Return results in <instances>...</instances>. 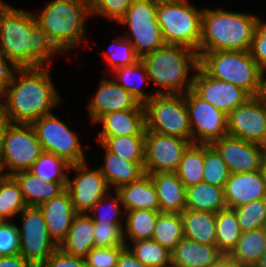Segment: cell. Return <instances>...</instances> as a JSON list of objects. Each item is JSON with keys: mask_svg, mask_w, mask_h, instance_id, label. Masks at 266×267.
<instances>
[{"mask_svg": "<svg viewBox=\"0 0 266 267\" xmlns=\"http://www.w3.org/2000/svg\"><path fill=\"white\" fill-rule=\"evenodd\" d=\"M0 51L18 68L50 67L55 54H62L36 22L33 12L16 9L3 0Z\"/></svg>", "mask_w": 266, "mask_h": 267, "instance_id": "6da1fadb", "label": "cell"}, {"mask_svg": "<svg viewBox=\"0 0 266 267\" xmlns=\"http://www.w3.org/2000/svg\"><path fill=\"white\" fill-rule=\"evenodd\" d=\"M50 67L17 68L0 97V105L12 124H32L51 114L62 101L52 83ZM17 76V77H16Z\"/></svg>", "mask_w": 266, "mask_h": 267, "instance_id": "7a4b0ae2", "label": "cell"}, {"mask_svg": "<svg viewBox=\"0 0 266 267\" xmlns=\"http://www.w3.org/2000/svg\"><path fill=\"white\" fill-rule=\"evenodd\" d=\"M259 16L205 7L198 52L249 51Z\"/></svg>", "mask_w": 266, "mask_h": 267, "instance_id": "3957f363", "label": "cell"}, {"mask_svg": "<svg viewBox=\"0 0 266 267\" xmlns=\"http://www.w3.org/2000/svg\"><path fill=\"white\" fill-rule=\"evenodd\" d=\"M146 66L149 81L163 88L156 95L185 94L193 87L195 73L189 76L191 69L197 71L199 54L183 46L165 44L142 59Z\"/></svg>", "mask_w": 266, "mask_h": 267, "instance_id": "277c9868", "label": "cell"}, {"mask_svg": "<svg viewBox=\"0 0 266 267\" xmlns=\"http://www.w3.org/2000/svg\"><path fill=\"white\" fill-rule=\"evenodd\" d=\"M34 15L54 46L66 53L86 37L85 20L91 17V11L89 0H51Z\"/></svg>", "mask_w": 266, "mask_h": 267, "instance_id": "5b68a950", "label": "cell"}, {"mask_svg": "<svg viewBox=\"0 0 266 267\" xmlns=\"http://www.w3.org/2000/svg\"><path fill=\"white\" fill-rule=\"evenodd\" d=\"M199 66L211 77L233 83L258 96L263 70L251 58L249 51L198 52Z\"/></svg>", "mask_w": 266, "mask_h": 267, "instance_id": "8992f818", "label": "cell"}, {"mask_svg": "<svg viewBox=\"0 0 266 267\" xmlns=\"http://www.w3.org/2000/svg\"><path fill=\"white\" fill-rule=\"evenodd\" d=\"M203 9L189 4L187 0L177 4L157 6L156 17L164 42L183 45L198 52Z\"/></svg>", "mask_w": 266, "mask_h": 267, "instance_id": "52a82bcc", "label": "cell"}, {"mask_svg": "<svg viewBox=\"0 0 266 267\" xmlns=\"http://www.w3.org/2000/svg\"><path fill=\"white\" fill-rule=\"evenodd\" d=\"M146 130L186 139L192 143L184 94L155 95L144 104Z\"/></svg>", "mask_w": 266, "mask_h": 267, "instance_id": "ba28073f", "label": "cell"}, {"mask_svg": "<svg viewBox=\"0 0 266 267\" xmlns=\"http://www.w3.org/2000/svg\"><path fill=\"white\" fill-rule=\"evenodd\" d=\"M42 152L41 144L31 124L11 123L2 140L0 174L13 176L17 172L30 170Z\"/></svg>", "mask_w": 266, "mask_h": 267, "instance_id": "9c48e42d", "label": "cell"}, {"mask_svg": "<svg viewBox=\"0 0 266 267\" xmlns=\"http://www.w3.org/2000/svg\"><path fill=\"white\" fill-rule=\"evenodd\" d=\"M156 9L151 0H133L118 22L128 26L130 34L123 37L129 40L140 59L166 44L157 22Z\"/></svg>", "mask_w": 266, "mask_h": 267, "instance_id": "30bf717a", "label": "cell"}, {"mask_svg": "<svg viewBox=\"0 0 266 267\" xmlns=\"http://www.w3.org/2000/svg\"><path fill=\"white\" fill-rule=\"evenodd\" d=\"M31 125L44 152L53 153L70 165L87 160L78 134L53 113L36 119Z\"/></svg>", "mask_w": 266, "mask_h": 267, "instance_id": "8fae6325", "label": "cell"}, {"mask_svg": "<svg viewBox=\"0 0 266 267\" xmlns=\"http://www.w3.org/2000/svg\"><path fill=\"white\" fill-rule=\"evenodd\" d=\"M20 254L33 266L39 267L58 248L50 238L41 209L27 206L20 214Z\"/></svg>", "mask_w": 266, "mask_h": 267, "instance_id": "7c38bea8", "label": "cell"}, {"mask_svg": "<svg viewBox=\"0 0 266 267\" xmlns=\"http://www.w3.org/2000/svg\"><path fill=\"white\" fill-rule=\"evenodd\" d=\"M192 143L213 144L228 135L227 114L199 97L192 89L184 94Z\"/></svg>", "mask_w": 266, "mask_h": 267, "instance_id": "4fadbf2b", "label": "cell"}, {"mask_svg": "<svg viewBox=\"0 0 266 267\" xmlns=\"http://www.w3.org/2000/svg\"><path fill=\"white\" fill-rule=\"evenodd\" d=\"M190 144L186 139L146 130L145 173L176 172L183 153Z\"/></svg>", "mask_w": 266, "mask_h": 267, "instance_id": "5bb4252c", "label": "cell"}, {"mask_svg": "<svg viewBox=\"0 0 266 267\" xmlns=\"http://www.w3.org/2000/svg\"><path fill=\"white\" fill-rule=\"evenodd\" d=\"M88 162L73 164V180L68 175L66 190L69 192L76 213L88 214L91 208L111 190L100 169H90Z\"/></svg>", "mask_w": 266, "mask_h": 267, "instance_id": "9a60e30c", "label": "cell"}, {"mask_svg": "<svg viewBox=\"0 0 266 267\" xmlns=\"http://www.w3.org/2000/svg\"><path fill=\"white\" fill-rule=\"evenodd\" d=\"M192 90L227 115L252 97L233 83L209 76L200 66L195 73Z\"/></svg>", "mask_w": 266, "mask_h": 267, "instance_id": "2e32d148", "label": "cell"}, {"mask_svg": "<svg viewBox=\"0 0 266 267\" xmlns=\"http://www.w3.org/2000/svg\"><path fill=\"white\" fill-rule=\"evenodd\" d=\"M228 135L259 144L266 133V105L250 97L227 115Z\"/></svg>", "mask_w": 266, "mask_h": 267, "instance_id": "e0dca14e", "label": "cell"}, {"mask_svg": "<svg viewBox=\"0 0 266 267\" xmlns=\"http://www.w3.org/2000/svg\"><path fill=\"white\" fill-rule=\"evenodd\" d=\"M212 145L221 154L230 174L258 171L264 167L258 144L226 135Z\"/></svg>", "mask_w": 266, "mask_h": 267, "instance_id": "ac0fdd59", "label": "cell"}, {"mask_svg": "<svg viewBox=\"0 0 266 267\" xmlns=\"http://www.w3.org/2000/svg\"><path fill=\"white\" fill-rule=\"evenodd\" d=\"M228 209H236L254 200L266 198V172L232 173L224 187Z\"/></svg>", "mask_w": 266, "mask_h": 267, "instance_id": "d6986e66", "label": "cell"}, {"mask_svg": "<svg viewBox=\"0 0 266 267\" xmlns=\"http://www.w3.org/2000/svg\"><path fill=\"white\" fill-rule=\"evenodd\" d=\"M87 105L91 121L94 123L100 116L110 112L133 110L140 103L129 92L121 87L113 78L101 79L96 94Z\"/></svg>", "mask_w": 266, "mask_h": 267, "instance_id": "ffe728a7", "label": "cell"}, {"mask_svg": "<svg viewBox=\"0 0 266 267\" xmlns=\"http://www.w3.org/2000/svg\"><path fill=\"white\" fill-rule=\"evenodd\" d=\"M44 216L50 238L57 246L65 239L77 214L69 192L65 189L57 197L38 206Z\"/></svg>", "mask_w": 266, "mask_h": 267, "instance_id": "44dd1931", "label": "cell"}, {"mask_svg": "<svg viewBox=\"0 0 266 267\" xmlns=\"http://www.w3.org/2000/svg\"><path fill=\"white\" fill-rule=\"evenodd\" d=\"M94 123H102L99 136L146 135L144 104L136 109L110 112L100 116Z\"/></svg>", "mask_w": 266, "mask_h": 267, "instance_id": "7402d4cb", "label": "cell"}, {"mask_svg": "<svg viewBox=\"0 0 266 267\" xmlns=\"http://www.w3.org/2000/svg\"><path fill=\"white\" fill-rule=\"evenodd\" d=\"M155 184L160 212L182 213L186 207V188L175 172L149 174Z\"/></svg>", "mask_w": 266, "mask_h": 267, "instance_id": "603a6c76", "label": "cell"}, {"mask_svg": "<svg viewBox=\"0 0 266 267\" xmlns=\"http://www.w3.org/2000/svg\"><path fill=\"white\" fill-rule=\"evenodd\" d=\"M105 150L104 165L99 167L110 190L115 191L120 186L132 183L141 178L145 173L144 163L130 162L116 153ZM113 188H112V187Z\"/></svg>", "mask_w": 266, "mask_h": 267, "instance_id": "cb8c5ba5", "label": "cell"}, {"mask_svg": "<svg viewBox=\"0 0 266 267\" xmlns=\"http://www.w3.org/2000/svg\"><path fill=\"white\" fill-rule=\"evenodd\" d=\"M116 192L120 195L125 211L132 209L160 211L155 184L149 174H144L138 180L120 186Z\"/></svg>", "mask_w": 266, "mask_h": 267, "instance_id": "d4e9b609", "label": "cell"}, {"mask_svg": "<svg viewBox=\"0 0 266 267\" xmlns=\"http://www.w3.org/2000/svg\"><path fill=\"white\" fill-rule=\"evenodd\" d=\"M95 247L94 222L90 214L77 213L58 248L71 256L85 257Z\"/></svg>", "mask_w": 266, "mask_h": 267, "instance_id": "484cf974", "label": "cell"}, {"mask_svg": "<svg viewBox=\"0 0 266 267\" xmlns=\"http://www.w3.org/2000/svg\"><path fill=\"white\" fill-rule=\"evenodd\" d=\"M20 186L27 206H40L62 193L67 182L41 181L31 171H20L13 175Z\"/></svg>", "mask_w": 266, "mask_h": 267, "instance_id": "4316f807", "label": "cell"}, {"mask_svg": "<svg viewBox=\"0 0 266 267\" xmlns=\"http://www.w3.org/2000/svg\"><path fill=\"white\" fill-rule=\"evenodd\" d=\"M222 253L216 245L183 238L171 252L172 267H208Z\"/></svg>", "mask_w": 266, "mask_h": 267, "instance_id": "83f0119b", "label": "cell"}, {"mask_svg": "<svg viewBox=\"0 0 266 267\" xmlns=\"http://www.w3.org/2000/svg\"><path fill=\"white\" fill-rule=\"evenodd\" d=\"M185 209L210 213L227 209L224 187L200 182L186 188Z\"/></svg>", "mask_w": 266, "mask_h": 267, "instance_id": "f1b7e54d", "label": "cell"}, {"mask_svg": "<svg viewBox=\"0 0 266 267\" xmlns=\"http://www.w3.org/2000/svg\"><path fill=\"white\" fill-rule=\"evenodd\" d=\"M181 218L185 238L201 244L216 245V213L185 209Z\"/></svg>", "mask_w": 266, "mask_h": 267, "instance_id": "f546056e", "label": "cell"}, {"mask_svg": "<svg viewBox=\"0 0 266 267\" xmlns=\"http://www.w3.org/2000/svg\"><path fill=\"white\" fill-rule=\"evenodd\" d=\"M266 251V227L243 232L229 254L240 267H254Z\"/></svg>", "mask_w": 266, "mask_h": 267, "instance_id": "4dcf8cb0", "label": "cell"}, {"mask_svg": "<svg viewBox=\"0 0 266 267\" xmlns=\"http://www.w3.org/2000/svg\"><path fill=\"white\" fill-rule=\"evenodd\" d=\"M113 79L126 91H129L140 104H145L155 93H147L142 89V83H150L145 64L139 59L132 65L121 66L114 69ZM115 77V78H114ZM138 77V78H137ZM136 79V80H135ZM138 81L139 84H138Z\"/></svg>", "mask_w": 266, "mask_h": 267, "instance_id": "1f68e13d", "label": "cell"}, {"mask_svg": "<svg viewBox=\"0 0 266 267\" xmlns=\"http://www.w3.org/2000/svg\"><path fill=\"white\" fill-rule=\"evenodd\" d=\"M160 213V211L146 209L125 211L126 216L123 223H125L124 238L126 246L129 245L126 239H130V242L151 239Z\"/></svg>", "mask_w": 266, "mask_h": 267, "instance_id": "d6a6232c", "label": "cell"}, {"mask_svg": "<svg viewBox=\"0 0 266 267\" xmlns=\"http://www.w3.org/2000/svg\"><path fill=\"white\" fill-rule=\"evenodd\" d=\"M99 143L108 151L116 153L127 161L144 163L145 135L99 136Z\"/></svg>", "mask_w": 266, "mask_h": 267, "instance_id": "836d02e7", "label": "cell"}, {"mask_svg": "<svg viewBox=\"0 0 266 267\" xmlns=\"http://www.w3.org/2000/svg\"><path fill=\"white\" fill-rule=\"evenodd\" d=\"M204 144L191 143L184 151L176 174L185 188L203 182Z\"/></svg>", "mask_w": 266, "mask_h": 267, "instance_id": "e575fe53", "label": "cell"}, {"mask_svg": "<svg viewBox=\"0 0 266 267\" xmlns=\"http://www.w3.org/2000/svg\"><path fill=\"white\" fill-rule=\"evenodd\" d=\"M242 231L233 209L216 213V246L222 254H230L240 239Z\"/></svg>", "mask_w": 266, "mask_h": 267, "instance_id": "d590c367", "label": "cell"}, {"mask_svg": "<svg viewBox=\"0 0 266 267\" xmlns=\"http://www.w3.org/2000/svg\"><path fill=\"white\" fill-rule=\"evenodd\" d=\"M184 238L181 213H160L152 238L162 247L173 251Z\"/></svg>", "mask_w": 266, "mask_h": 267, "instance_id": "8d00e7d4", "label": "cell"}, {"mask_svg": "<svg viewBox=\"0 0 266 267\" xmlns=\"http://www.w3.org/2000/svg\"><path fill=\"white\" fill-rule=\"evenodd\" d=\"M126 246L131 253L144 265L149 267H172L171 251L162 247L153 239H141Z\"/></svg>", "mask_w": 266, "mask_h": 267, "instance_id": "74e56055", "label": "cell"}, {"mask_svg": "<svg viewBox=\"0 0 266 267\" xmlns=\"http://www.w3.org/2000/svg\"><path fill=\"white\" fill-rule=\"evenodd\" d=\"M70 164L53 153L42 152L29 171L41 181L67 182Z\"/></svg>", "mask_w": 266, "mask_h": 267, "instance_id": "f35d334b", "label": "cell"}, {"mask_svg": "<svg viewBox=\"0 0 266 267\" xmlns=\"http://www.w3.org/2000/svg\"><path fill=\"white\" fill-rule=\"evenodd\" d=\"M26 207L27 204L15 178L0 174V215L5 220H10Z\"/></svg>", "mask_w": 266, "mask_h": 267, "instance_id": "ab89813d", "label": "cell"}, {"mask_svg": "<svg viewBox=\"0 0 266 267\" xmlns=\"http://www.w3.org/2000/svg\"><path fill=\"white\" fill-rule=\"evenodd\" d=\"M114 193L115 196H110V194L107 193L88 212L93 214L92 216L90 215L93 222L105 225H125L121 222L122 219H125V215H123L125 214V210L122 208L123 205L121 203L120 195L116 192V190Z\"/></svg>", "mask_w": 266, "mask_h": 267, "instance_id": "60d3db41", "label": "cell"}, {"mask_svg": "<svg viewBox=\"0 0 266 267\" xmlns=\"http://www.w3.org/2000/svg\"><path fill=\"white\" fill-rule=\"evenodd\" d=\"M229 176V169L221 154L212 144H204L203 182L225 187Z\"/></svg>", "mask_w": 266, "mask_h": 267, "instance_id": "b9f144b4", "label": "cell"}, {"mask_svg": "<svg viewBox=\"0 0 266 267\" xmlns=\"http://www.w3.org/2000/svg\"><path fill=\"white\" fill-rule=\"evenodd\" d=\"M233 210L242 233L266 227V198L254 200Z\"/></svg>", "mask_w": 266, "mask_h": 267, "instance_id": "7bdbcfd3", "label": "cell"}, {"mask_svg": "<svg viewBox=\"0 0 266 267\" xmlns=\"http://www.w3.org/2000/svg\"><path fill=\"white\" fill-rule=\"evenodd\" d=\"M119 36L112 41V48H108L107 53L103 52L111 72L118 67L132 65L140 59L129 40L123 35Z\"/></svg>", "mask_w": 266, "mask_h": 267, "instance_id": "ee69618b", "label": "cell"}, {"mask_svg": "<svg viewBox=\"0 0 266 267\" xmlns=\"http://www.w3.org/2000/svg\"><path fill=\"white\" fill-rule=\"evenodd\" d=\"M132 2L133 0H89L91 16H105L118 23Z\"/></svg>", "mask_w": 266, "mask_h": 267, "instance_id": "f6af8a7d", "label": "cell"}, {"mask_svg": "<svg viewBox=\"0 0 266 267\" xmlns=\"http://www.w3.org/2000/svg\"><path fill=\"white\" fill-rule=\"evenodd\" d=\"M95 247L126 246L124 225H105L94 222Z\"/></svg>", "mask_w": 266, "mask_h": 267, "instance_id": "bcb514c9", "label": "cell"}, {"mask_svg": "<svg viewBox=\"0 0 266 267\" xmlns=\"http://www.w3.org/2000/svg\"><path fill=\"white\" fill-rule=\"evenodd\" d=\"M126 246L94 247L84 257L87 267H116L120 253Z\"/></svg>", "mask_w": 266, "mask_h": 267, "instance_id": "7dc6e473", "label": "cell"}, {"mask_svg": "<svg viewBox=\"0 0 266 267\" xmlns=\"http://www.w3.org/2000/svg\"><path fill=\"white\" fill-rule=\"evenodd\" d=\"M19 225L5 220L0 225V256H13L20 253Z\"/></svg>", "mask_w": 266, "mask_h": 267, "instance_id": "c3c4849f", "label": "cell"}, {"mask_svg": "<svg viewBox=\"0 0 266 267\" xmlns=\"http://www.w3.org/2000/svg\"><path fill=\"white\" fill-rule=\"evenodd\" d=\"M260 18L256 25L251 47V58L264 71L266 70V22Z\"/></svg>", "mask_w": 266, "mask_h": 267, "instance_id": "681fc988", "label": "cell"}, {"mask_svg": "<svg viewBox=\"0 0 266 267\" xmlns=\"http://www.w3.org/2000/svg\"><path fill=\"white\" fill-rule=\"evenodd\" d=\"M39 267H87L83 257L71 256L57 248Z\"/></svg>", "mask_w": 266, "mask_h": 267, "instance_id": "f907efd6", "label": "cell"}, {"mask_svg": "<svg viewBox=\"0 0 266 267\" xmlns=\"http://www.w3.org/2000/svg\"><path fill=\"white\" fill-rule=\"evenodd\" d=\"M12 68V69H11ZM17 66L0 51V97L12 81Z\"/></svg>", "mask_w": 266, "mask_h": 267, "instance_id": "816d5d0a", "label": "cell"}, {"mask_svg": "<svg viewBox=\"0 0 266 267\" xmlns=\"http://www.w3.org/2000/svg\"><path fill=\"white\" fill-rule=\"evenodd\" d=\"M116 267H149V266L144 265L139 260H137L135 256L131 253V251L126 247L120 253Z\"/></svg>", "mask_w": 266, "mask_h": 267, "instance_id": "f5cc1de1", "label": "cell"}, {"mask_svg": "<svg viewBox=\"0 0 266 267\" xmlns=\"http://www.w3.org/2000/svg\"><path fill=\"white\" fill-rule=\"evenodd\" d=\"M0 267H33L20 253L13 256H0Z\"/></svg>", "mask_w": 266, "mask_h": 267, "instance_id": "db71d44e", "label": "cell"}, {"mask_svg": "<svg viewBox=\"0 0 266 267\" xmlns=\"http://www.w3.org/2000/svg\"><path fill=\"white\" fill-rule=\"evenodd\" d=\"M208 267H240L229 254H221Z\"/></svg>", "mask_w": 266, "mask_h": 267, "instance_id": "11a10c76", "label": "cell"}, {"mask_svg": "<svg viewBox=\"0 0 266 267\" xmlns=\"http://www.w3.org/2000/svg\"><path fill=\"white\" fill-rule=\"evenodd\" d=\"M10 124L11 123L8 116L5 114L3 107L0 105V150H1L2 140L4 138V133Z\"/></svg>", "mask_w": 266, "mask_h": 267, "instance_id": "9f6ffc18", "label": "cell"}, {"mask_svg": "<svg viewBox=\"0 0 266 267\" xmlns=\"http://www.w3.org/2000/svg\"><path fill=\"white\" fill-rule=\"evenodd\" d=\"M266 70L263 71L262 77H261V86H260V92L258 97L261 99V101L266 105Z\"/></svg>", "mask_w": 266, "mask_h": 267, "instance_id": "6f0895ef", "label": "cell"}, {"mask_svg": "<svg viewBox=\"0 0 266 267\" xmlns=\"http://www.w3.org/2000/svg\"><path fill=\"white\" fill-rule=\"evenodd\" d=\"M156 6L160 5H169V4H177L184 2L186 0H151Z\"/></svg>", "mask_w": 266, "mask_h": 267, "instance_id": "680465c9", "label": "cell"}, {"mask_svg": "<svg viewBox=\"0 0 266 267\" xmlns=\"http://www.w3.org/2000/svg\"><path fill=\"white\" fill-rule=\"evenodd\" d=\"M258 145L260 147L263 161L266 162V133L264 134L263 139L261 140V142Z\"/></svg>", "mask_w": 266, "mask_h": 267, "instance_id": "91938a15", "label": "cell"}, {"mask_svg": "<svg viewBox=\"0 0 266 267\" xmlns=\"http://www.w3.org/2000/svg\"><path fill=\"white\" fill-rule=\"evenodd\" d=\"M254 267H266V251L263 253L260 260L254 265Z\"/></svg>", "mask_w": 266, "mask_h": 267, "instance_id": "94428289", "label": "cell"}, {"mask_svg": "<svg viewBox=\"0 0 266 267\" xmlns=\"http://www.w3.org/2000/svg\"><path fill=\"white\" fill-rule=\"evenodd\" d=\"M5 221V219L0 215V225Z\"/></svg>", "mask_w": 266, "mask_h": 267, "instance_id": "6125c7cd", "label": "cell"}, {"mask_svg": "<svg viewBox=\"0 0 266 267\" xmlns=\"http://www.w3.org/2000/svg\"><path fill=\"white\" fill-rule=\"evenodd\" d=\"M264 169H265V172H266V162L264 163Z\"/></svg>", "mask_w": 266, "mask_h": 267, "instance_id": "be15d7a7", "label": "cell"}]
</instances>
